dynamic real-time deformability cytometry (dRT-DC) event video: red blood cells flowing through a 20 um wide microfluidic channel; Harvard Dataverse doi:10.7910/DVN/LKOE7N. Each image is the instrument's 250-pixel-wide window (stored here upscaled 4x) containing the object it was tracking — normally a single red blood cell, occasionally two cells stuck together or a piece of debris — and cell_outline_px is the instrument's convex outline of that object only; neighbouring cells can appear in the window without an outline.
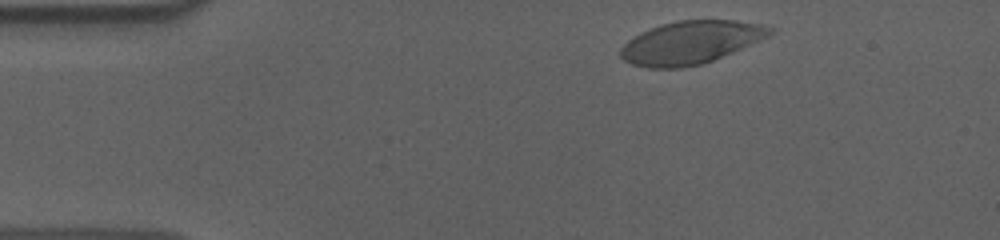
{"species": "human", "species_latin": "Homo sapiens", "temperature_condition": "cold", "stored_images_in_passage": 50, "camera_frame_rate_fps": 3000, "um_per_image_px": 0.085, "donor": {"sex": "male"}, "frame": {"image": 1, "passage_image": 2, "time_ms": 0.333, "image_size_px": [1000, 240], "cell_outline_px": [[776, 28], [768, 36], [732, 52], [704, 64], [680, 68], [648, 68], [632, 64], [624, 60], [620, 56], [620, 48], [632, 36], [640, 32], [676, 20], [736, 20], [760, 24]], "centroid_in_image_um": [58.68, 3.61], "position_along_channel_um": 26.3, "area_um2": 37.22}}
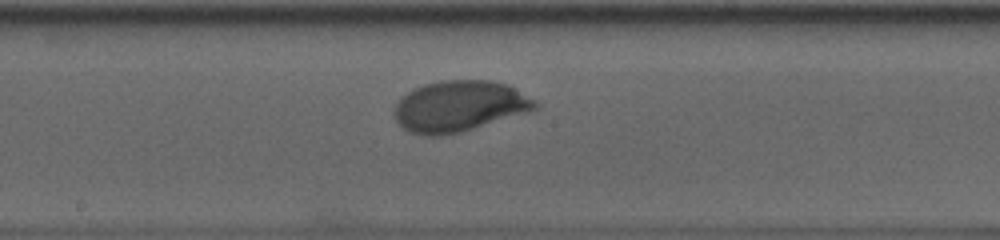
{"frame": {"image": 2, "passage_image": 23, "time_ms": 7.333, "image_size_px": [1000, 240], "cell_outline_px": [[540, 108], [532, 112], [460, 132], [440, 136], [420, 136], [408, 132], [396, 120], [392, 112], [396, 104], [412, 88], [424, 84], [440, 80], [488, 80], [508, 84], [536, 100], [540, 104]], "centroid_in_image_um": [39.08, 9.03], "position_along_channel_um": 209.1, "area_um2": 42.43}}
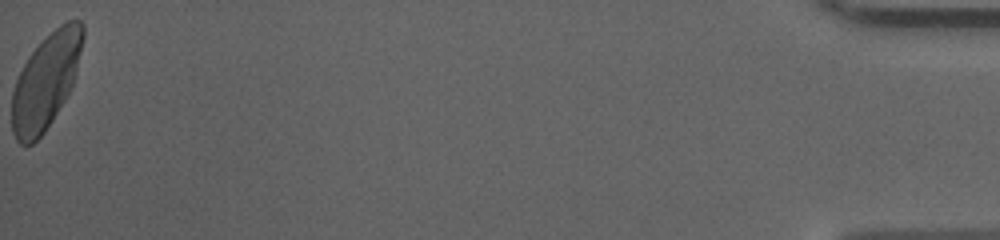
{"frame": {"image": 3, "passage_image": 50, "time_ms": 16.333, "image_size_px": [1000, 240], "cell_outline_px": [[84, 36], [72, 84], [64, 100], [52, 120], [44, 132], [32, 144], [20, 144], [16, 140], [12, 132], [12, 92], [16, 80], [28, 56], [60, 24], [68, 20], [80, 20], [84, 24]], "centroid_in_image_um": [3.88, 6.91], "position_along_channel_um": 431.3, "area_um2": 38.55}, "authors_computed_cell_mechanics": {"area_um2": 39.1595, "velocity_mm_per_s": 3.5842, "shape_relaxation_time_tau1_ms": 3.5179, "shape_relaxation_time_tau2_ms": null, "deformation_change_tau1": 0.1795, "deformation_change_tau2": null}}